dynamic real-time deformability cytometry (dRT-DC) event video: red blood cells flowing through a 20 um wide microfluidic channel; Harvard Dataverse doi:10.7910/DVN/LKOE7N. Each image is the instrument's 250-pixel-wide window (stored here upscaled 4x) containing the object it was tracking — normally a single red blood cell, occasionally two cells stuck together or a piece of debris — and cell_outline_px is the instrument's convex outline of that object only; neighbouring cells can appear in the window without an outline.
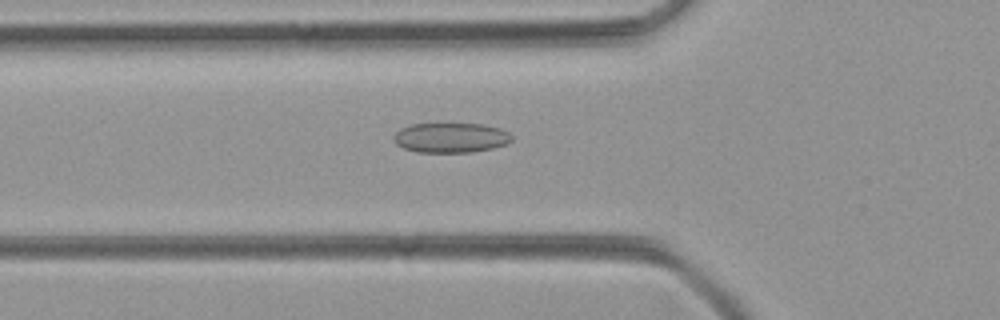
{"species": "common noctule bat (a hibernating species)", "species_latin": "Nyctalus noctula", "temperature_condition": "room temperature", "stored_images_in_passage": 50, "camera_frame_rate_fps": 3000, "um_per_image_px": 0.085, "animal": {"sex": "female", "body_mass_g": 21.9}, "frame": {"image": 1, "passage_image": 18, "time_ms": 5.667, "image_size_px": [1000, 320], "cell_outline_px": [[512, 140], [508, 144], [492, 148], [472, 152], [416, 152], [404, 148], [396, 144], [392, 140], [392, 136], [400, 128], [408, 124], [484, 124], [500, 128], [508, 132], [512, 136]], "centroid_in_image_um": [38.29, 11.7], "position_along_channel_um": 87.5, "area_um2": 20.75}}
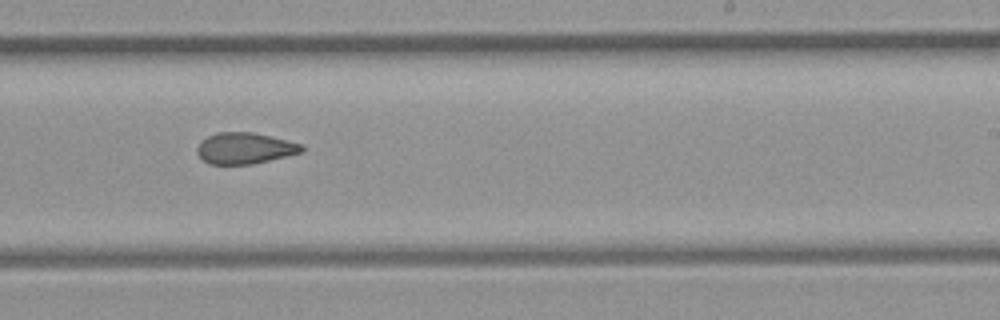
{"frame": {"image": 2, "passage_image": 31, "time_ms": 10.0, "image_size_px": [1000, 320], "cell_outline_px": [[304, 152], [252, 164], [208, 164], [196, 152], [196, 148], [200, 140], [216, 132], [252, 132], [304, 144]], "centroid_in_image_um": [20.8, 12.59], "position_along_channel_um": 268.2, "area_um2": 19.13}}
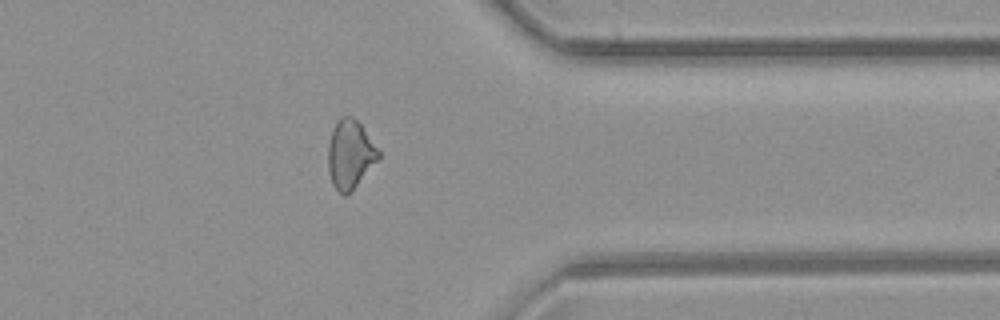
{"frame": {"image": 3, "passage_image": 40, "time_ms": 13.0, "image_size_px": [1000, 320], "cell_outline_px": [[380, 156], [356, 184], [344, 196], [332, 184], [328, 168], [328, 144], [332, 128], [340, 116], [352, 116], [360, 124], [380, 152]], "centroid_in_image_um": [29.72, 13.07], "position_along_channel_um": 381.7, "area_um2": 19.59}}